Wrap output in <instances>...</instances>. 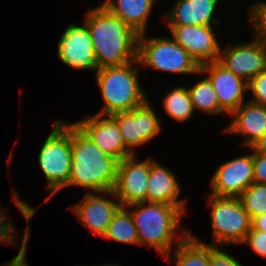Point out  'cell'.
Masks as SVG:
<instances>
[{"mask_svg":"<svg viewBox=\"0 0 266 266\" xmlns=\"http://www.w3.org/2000/svg\"><path fill=\"white\" fill-rule=\"evenodd\" d=\"M219 0H178L166 15L168 27L220 24L213 14Z\"/></svg>","mask_w":266,"mask_h":266,"instance_id":"19","label":"cell"},{"mask_svg":"<svg viewBox=\"0 0 266 266\" xmlns=\"http://www.w3.org/2000/svg\"><path fill=\"white\" fill-rule=\"evenodd\" d=\"M249 21L255 30V38L266 42V1L257 2L250 7Z\"/></svg>","mask_w":266,"mask_h":266,"instance_id":"26","label":"cell"},{"mask_svg":"<svg viewBox=\"0 0 266 266\" xmlns=\"http://www.w3.org/2000/svg\"><path fill=\"white\" fill-rule=\"evenodd\" d=\"M209 263L210 266H243L232 255L211 243L209 244Z\"/></svg>","mask_w":266,"mask_h":266,"instance_id":"28","label":"cell"},{"mask_svg":"<svg viewBox=\"0 0 266 266\" xmlns=\"http://www.w3.org/2000/svg\"><path fill=\"white\" fill-rule=\"evenodd\" d=\"M101 266H103V265H101ZM104 266H119L118 264L116 265V264H113V265H109V264H107V265H104Z\"/></svg>","mask_w":266,"mask_h":266,"instance_id":"34","label":"cell"},{"mask_svg":"<svg viewBox=\"0 0 266 266\" xmlns=\"http://www.w3.org/2000/svg\"><path fill=\"white\" fill-rule=\"evenodd\" d=\"M145 36L138 38L140 65L174 74H199L198 62L172 37Z\"/></svg>","mask_w":266,"mask_h":266,"instance_id":"6","label":"cell"},{"mask_svg":"<svg viewBox=\"0 0 266 266\" xmlns=\"http://www.w3.org/2000/svg\"><path fill=\"white\" fill-rule=\"evenodd\" d=\"M104 194L112 195L115 200L103 197L100 192L97 194L90 191V193H86L80 203L72 206V211L78 220L95 235L98 234L101 237L105 234L113 215L121 206L113 191H107Z\"/></svg>","mask_w":266,"mask_h":266,"instance_id":"16","label":"cell"},{"mask_svg":"<svg viewBox=\"0 0 266 266\" xmlns=\"http://www.w3.org/2000/svg\"><path fill=\"white\" fill-rule=\"evenodd\" d=\"M165 112L177 122H185L195 111L188 89L179 86L173 88L163 99Z\"/></svg>","mask_w":266,"mask_h":266,"instance_id":"24","label":"cell"},{"mask_svg":"<svg viewBox=\"0 0 266 266\" xmlns=\"http://www.w3.org/2000/svg\"><path fill=\"white\" fill-rule=\"evenodd\" d=\"M135 64L140 66L138 59L122 66L97 69L96 82L104 102V108L98 115L129 112L148 100L138 81V67L135 68Z\"/></svg>","mask_w":266,"mask_h":266,"instance_id":"4","label":"cell"},{"mask_svg":"<svg viewBox=\"0 0 266 266\" xmlns=\"http://www.w3.org/2000/svg\"><path fill=\"white\" fill-rule=\"evenodd\" d=\"M239 198L251 220L266 213V184L253 182L242 192Z\"/></svg>","mask_w":266,"mask_h":266,"instance_id":"25","label":"cell"},{"mask_svg":"<svg viewBox=\"0 0 266 266\" xmlns=\"http://www.w3.org/2000/svg\"><path fill=\"white\" fill-rule=\"evenodd\" d=\"M118 161L104 153L75 123H72V162L68 186H81L96 193L113 191Z\"/></svg>","mask_w":266,"mask_h":266,"instance_id":"2","label":"cell"},{"mask_svg":"<svg viewBox=\"0 0 266 266\" xmlns=\"http://www.w3.org/2000/svg\"><path fill=\"white\" fill-rule=\"evenodd\" d=\"M218 62L247 83L266 69V42L259 39L221 49Z\"/></svg>","mask_w":266,"mask_h":266,"instance_id":"10","label":"cell"},{"mask_svg":"<svg viewBox=\"0 0 266 266\" xmlns=\"http://www.w3.org/2000/svg\"><path fill=\"white\" fill-rule=\"evenodd\" d=\"M187 89L195 111L200 110L210 115L220 114L218 97L207 77L202 78Z\"/></svg>","mask_w":266,"mask_h":266,"instance_id":"23","label":"cell"},{"mask_svg":"<svg viewBox=\"0 0 266 266\" xmlns=\"http://www.w3.org/2000/svg\"><path fill=\"white\" fill-rule=\"evenodd\" d=\"M230 115L233 121L224 131L246 136L243 144L248 148L266 133V106L243 102Z\"/></svg>","mask_w":266,"mask_h":266,"instance_id":"18","label":"cell"},{"mask_svg":"<svg viewBox=\"0 0 266 266\" xmlns=\"http://www.w3.org/2000/svg\"><path fill=\"white\" fill-rule=\"evenodd\" d=\"M254 182L253 153L223 162L211 179L212 196L239 198Z\"/></svg>","mask_w":266,"mask_h":266,"instance_id":"12","label":"cell"},{"mask_svg":"<svg viewBox=\"0 0 266 266\" xmlns=\"http://www.w3.org/2000/svg\"><path fill=\"white\" fill-rule=\"evenodd\" d=\"M247 90L252 92L250 102L266 106V69L248 82Z\"/></svg>","mask_w":266,"mask_h":266,"instance_id":"27","label":"cell"},{"mask_svg":"<svg viewBox=\"0 0 266 266\" xmlns=\"http://www.w3.org/2000/svg\"><path fill=\"white\" fill-rule=\"evenodd\" d=\"M149 177V159L139 161L136 154L118 162L113 189L121 206L146 201Z\"/></svg>","mask_w":266,"mask_h":266,"instance_id":"9","label":"cell"},{"mask_svg":"<svg viewBox=\"0 0 266 266\" xmlns=\"http://www.w3.org/2000/svg\"><path fill=\"white\" fill-rule=\"evenodd\" d=\"M84 23L92 40L98 69L122 66L138 59L139 34L104 5L90 9Z\"/></svg>","mask_w":266,"mask_h":266,"instance_id":"1","label":"cell"},{"mask_svg":"<svg viewBox=\"0 0 266 266\" xmlns=\"http://www.w3.org/2000/svg\"><path fill=\"white\" fill-rule=\"evenodd\" d=\"M1 208L0 207V243L4 244H14L15 246V232L13 231L14 226L10 222L9 219H6V217L3 216L1 213Z\"/></svg>","mask_w":266,"mask_h":266,"instance_id":"31","label":"cell"},{"mask_svg":"<svg viewBox=\"0 0 266 266\" xmlns=\"http://www.w3.org/2000/svg\"><path fill=\"white\" fill-rule=\"evenodd\" d=\"M103 238L138 245L137 229L130 210L120 206L112 217Z\"/></svg>","mask_w":266,"mask_h":266,"instance_id":"22","label":"cell"},{"mask_svg":"<svg viewBox=\"0 0 266 266\" xmlns=\"http://www.w3.org/2000/svg\"><path fill=\"white\" fill-rule=\"evenodd\" d=\"M53 125L38 155L39 166L48 180L49 195L46 200L65 188L72 162V123L56 120Z\"/></svg>","mask_w":266,"mask_h":266,"instance_id":"5","label":"cell"},{"mask_svg":"<svg viewBox=\"0 0 266 266\" xmlns=\"http://www.w3.org/2000/svg\"><path fill=\"white\" fill-rule=\"evenodd\" d=\"M251 151L266 154V133L261 136L252 146Z\"/></svg>","mask_w":266,"mask_h":266,"instance_id":"33","label":"cell"},{"mask_svg":"<svg viewBox=\"0 0 266 266\" xmlns=\"http://www.w3.org/2000/svg\"><path fill=\"white\" fill-rule=\"evenodd\" d=\"M180 185L168 168L149 159V177L146 202H156L179 206L185 212V200H178Z\"/></svg>","mask_w":266,"mask_h":266,"instance_id":"17","label":"cell"},{"mask_svg":"<svg viewBox=\"0 0 266 266\" xmlns=\"http://www.w3.org/2000/svg\"><path fill=\"white\" fill-rule=\"evenodd\" d=\"M175 266H210L209 244L201 242L190 233L176 246Z\"/></svg>","mask_w":266,"mask_h":266,"instance_id":"21","label":"cell"},{"mask_svg":"<svg viewBox=\"0 0 266 266\" xmlns=\"http://www.w3.org/2000/svg\"><path fill=\"white\" fill-rule=\"evenodd\" d=\"M155 112L147 100L129 112L110 116L118 124L124 145L132 154H136L133 149L146 144L160 133L162 126Z\"/></svg>","mask_w":266,"mask_h":266,"instance_id":"8","label":"cell"},{"mask_svg":"<svg viewBox=\"0 0 266 266\" xmlns=\"http://www.w3.org/2000/svg\"><path fill=\"white\" fill-rule=\"evenodd\" d=\"M172 38L181 45L199 65L218 61L221 47L213 33V26L169 27Z\"/></svg>","mask_w":266,"mask_h":266,"instance_id":"15","label":"cell"},{"mask_svg":"<svg viewBox=\"0 0 266 266\" xmlns=\"http://www.w3.org/2000/svg\"><path fill=\"white\" fill-rule=\"evenodd\" d=\"M126 207H137L130 212L137 229L138 245L155 248L168 262L173 245H179L190 233L183 230L180 237L175 239L185 212L179 206L146 201ZM175 240H179L178 243L174 244Z\"/></svg>","mask_w":266,"mask_h":266,"instance_id":"3","label":"cell"},{"mask_svg":"<svg viewBox=\"0 0 266 266\" xmlns=\"http://www.w3.org/2000/svg\"><path fill=\"white\" fill-rule=\"evenodd\" d=\"M253 179L255 183L266 184V154L253 153Z\"/></svg>","mask_w":266,"mask_h":266,"instance_id":"30","label":"cell"},{"mask_svg":"<svg viewBox=\"0 0 266 266\" xmlns=\"http://www.w3.org/2000/svg\"><path fill=\"white\" fill-rule=\"evenodd\" d=\"M248 244L251 249L258 254L266 258V233L260 230H255L252 226L247 233L243 244Z\"/></svg>","mask_w":266,"mask_h":266,"instance_id":"29","label":"cell"},{"mask_svg":"<svg viewBox=\"0 0 266 266\" xmlns=\"http://www.w3.org/2000/svg\"><path fill=\"white\" fill-rule=\"evenodd\" d=\"M75 124L107 155L118 162L133 155L124 145L118 124L106 115L95 114Z\"/></svg>","mask_w":266,"mask_h":266,"instance_id":"14","label":"cell"},{"mask_svg":"<svg viewBox=\"0 0 266 266\" xmlns=\"http://www.w3.org/2000/svg\"><path fill=\"white\" fill-rule=\"evenodd\" d=\"M251 226L255 230H260L266 233V213L254 217L251 220Z\"/></svg>","mask_w":266,"mask_h":266,"instance_id":"32","label":"cell"},{"mask_svg":"<svg viewBox=\"0 0 266 266\" xmlns=\"http://www.w3.org/2000/svg\"><path fill=\"white\" fill-rule=\"evenodd\" d=\"M202 74H208L206 77L212 83L219 100L220 114L227 112L230 115L244 102L248 83L218 61L200 65L199 75Z\"/></svg>","mask_w":266,"mask_h":266,"instance_id":"13","label":"cell"},{"mask_svg":"<svg viewBox=\"0 0 266 266\" xmlns=\"http://www.w3.org/2000/svg\"><path fill=\"white\" fill-rule=\"evenodd\" d=\"M154 3L155 0H105L102 5L138 34H142L146 32Z\"/></svg>","mask_w":266,"mask_h":266,"instance_id":"20","label":"cell"},{"mask_svg":"<svg viewBox=\"0 0 266 266\" xmlns=\"http://www.w3.org/2000/svg\"><path fill=\"white\" fill-rule=\"evenodd\" d=\"M208 204L211 205L212 245L243 244L251 229V218L240 198L209 194Z\"/></svg>","mask_w":266,"mask_h":266,"instance_id":"7","label":"cell"},{"mask_svg":"<svg viewBox=\"0 0 266 266\" xmlns=\"http://www.w3.org/2000/svg\"><path fill=\"white\" fill-rule=\"evenodd\" d=\"M58 57L67 66L76 70H97L92 40L86 24H71L63 31L58 41Z\"/></svg>","mask_w":266,"mask_h":266,"instance_id":"11","label":"cell"}]
</instances>
